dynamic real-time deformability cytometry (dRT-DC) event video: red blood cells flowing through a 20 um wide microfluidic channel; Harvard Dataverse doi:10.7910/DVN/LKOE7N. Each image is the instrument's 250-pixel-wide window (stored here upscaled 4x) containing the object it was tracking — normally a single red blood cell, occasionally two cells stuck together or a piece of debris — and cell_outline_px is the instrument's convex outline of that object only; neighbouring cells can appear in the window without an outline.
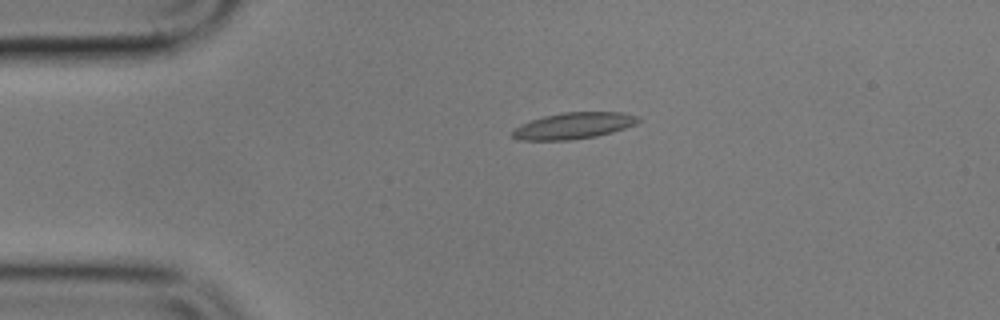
{"species": "common noctule bat (a hibernating species)", "species_latin": "Nyctalus noctula", "temperature_condition": "cold", "stored_images_in_passage": 10, "camera_frame_rate_fps": 3000, "um_per_image_px": 0.085, "animal": {"sex": "male", "body_mass_g": 17.9}, "frame": {"image": 1, "passage_image": 4, "time_ms": 3.667, "image_size_px": [1000, 320], "cell_outline_px": [[640, 120], [636, 124], [612, 132], [596, 136], [568, 140], [516, 140], [508, 132], [512, 128], [520, 124], [544, 116], [564, 112], [624, 112], [640, 116]], "centroid_in_image_um": [48.71, 10.68], "position_along_channel_um": 36.3, "area_um2": 19.54}}
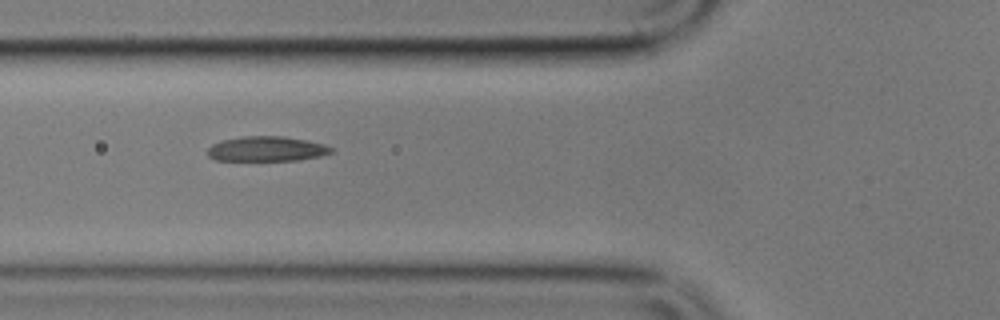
{"frame": {"image": 2, "passage_image": 6, "time_ms": 6.667, "image_size_px": [1000, 320], "cell_outline_px": [[336, 148], [332, 152], [320, 156], [300, 160], [216, 160], [208, 156], [208, 148], [212, 144], [224, 140], [240, 136], [284, 136], [308, 140], [324, 144]], "centroid_in_image_um": [22.71, 12.65], "position_along_channel_um": 103.1, "area_um2": 18.03}}
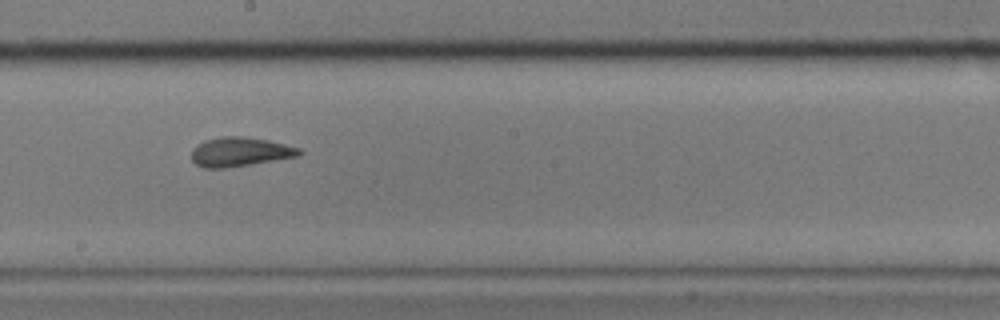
{"frame": {"image": 3, "passage_image": 9, "time_ms": 10.333, "image_size_px": [1000, 320], "cell_outline_px": [[304, 152], [300, 156], [252, 164], [224, 168], [204, 168], [196, 164], [192, 160], [192, 148], [204, 140], [224, 136], [244, 136], [268, 140], [300, 148]], "centroid_in_image_um": [20.41, 12.91], "position_along_channel_um": 227.8, "area_um2": 18.44}}